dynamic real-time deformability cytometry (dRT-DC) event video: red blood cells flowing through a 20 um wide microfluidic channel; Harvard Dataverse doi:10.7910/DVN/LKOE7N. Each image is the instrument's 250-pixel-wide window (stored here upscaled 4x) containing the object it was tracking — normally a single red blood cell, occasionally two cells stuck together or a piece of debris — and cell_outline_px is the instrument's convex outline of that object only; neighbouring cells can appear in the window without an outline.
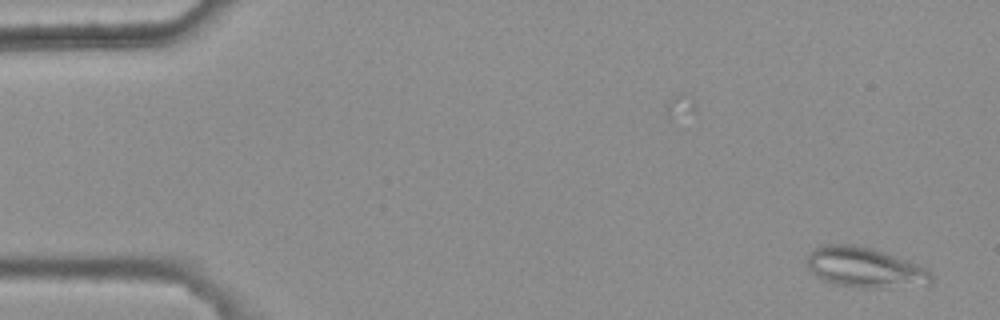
{"species": "common noctule bat (a hibernating species)", "species_latin": "Nyctalus noctula", "temperature_condition": "warm", "stored_images_in_passage": 6, "camera_frame_rate_fps": 3000, "um_per_image_px": 0.085, "animal": {"sex": "female", "body_mass_g": 25.1}, "frame": {"image": 1, "passage_image": 1, "time_ms": 0.0, "image_size_px": [1000, 320], "cell_outline_px": [[932, 284], [880, 288], [860, 288], [836, 284], [824, 280], [816, 276], [808, 268], [808, 252], [820, 244], [852, 244], [872, 248], [920, 264], [928, 268], [932, 276]], "centroid_in_image_um": [73.53, 22.73], "position_along_channel_um": 11.5, "area_um2": 29.42}}